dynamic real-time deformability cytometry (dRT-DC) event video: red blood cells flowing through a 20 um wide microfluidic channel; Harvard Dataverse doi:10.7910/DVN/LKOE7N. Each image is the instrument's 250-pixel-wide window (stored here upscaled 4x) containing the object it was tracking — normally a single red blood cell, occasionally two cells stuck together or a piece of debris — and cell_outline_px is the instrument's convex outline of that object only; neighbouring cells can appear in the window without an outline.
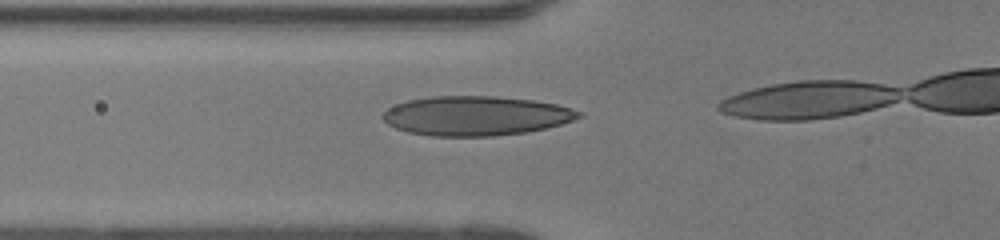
{"species": "human", "species_latin": "Homo sapiens", "temperature_condition": "room temperature", "stored_images_in_passage": 6, "camera_frame_rate_fps": 3000, "um_per_image_px": 0.085, "donor": {"sex": "female"}, "frame": {"image": 1, "passage_image": 2, "time_ms": 0.333, "image_size_px": [1000, 240], "cell_outline_px": [[584, 116], [560, 124], [528, 132], [492, 136], [432, 136], [408, 132], [396, 128], [388, 124], [380, 116], [388, 108], [396, 104], [408, 100], [436, 96], [496, 96], [532, 100], [556, 104], [584, 112]], "centroid_in_image_um": [40.45, 9.84], "position_along_channel_um": 85.3, "area_um2": 45.03}}
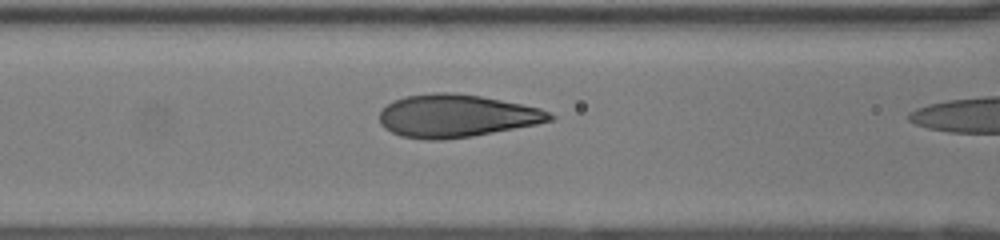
{"frame": {"image": 2, "passage_image": 5, "time_ms": 1.333, "image_size_px": [1000, 240], "cell_outline_px": [[556, 116], [552, 120], [536, 124], [472, 136], [444, 140], [424, 140], [400, 136], [384, 128], [380, 124], [380, 112], [392, 100], [404, 96], [436, 92], [444, 92], [480, 96], [540, 108]], "centroid_in_image_um": [38.75, 9.86], "position_along_channel_um": 127.9, "area_um2": 42.25}}